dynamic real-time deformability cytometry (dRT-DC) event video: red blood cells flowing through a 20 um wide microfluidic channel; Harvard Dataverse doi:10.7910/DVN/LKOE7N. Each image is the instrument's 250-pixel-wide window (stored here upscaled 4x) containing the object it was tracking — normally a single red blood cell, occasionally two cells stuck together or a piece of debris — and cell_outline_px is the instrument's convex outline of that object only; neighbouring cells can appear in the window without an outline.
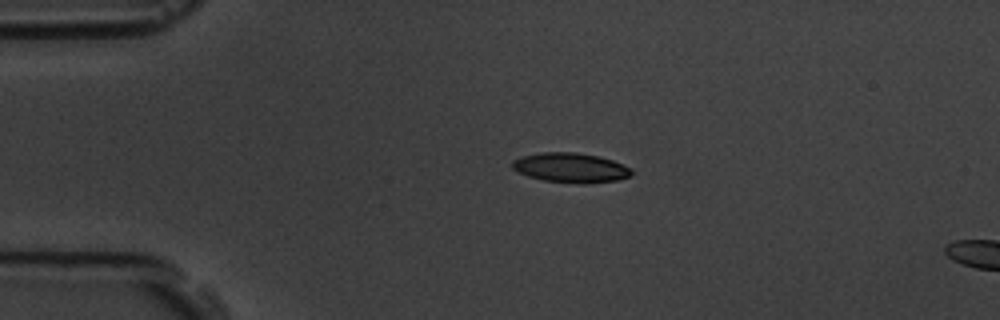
{"species": "common noctule bat (a hibernating species)", "species_latin": "Nyctalus noctula", "temperature_condition": "room temperature", "stored_images_in_passage": 16, "camera_frame_rate_fps": 3000, "um_per_image_px": 0.085, "animal": {"sex": "male", "body_mass_g": 19.5, "forearm_length_mm": 54.6}, "frame": {"image": 1, "passage_image": 12, "time_ms": 3.667, "image_size_px": [1000, 320], "cell_outline_px": [[632, 172], [628, 176], [616, 180], [588, 184], [580, 184], [544, 180], [528, 176], [512, 168], [512, 160], [520, 156], [544, 152], [576, 152], [596, 156], [612, 160], [632, 168]], "centroid_in_image_um": [48.49, 14.25], "position_along_channel_um": 36.5, "area_um2": 20.52}}